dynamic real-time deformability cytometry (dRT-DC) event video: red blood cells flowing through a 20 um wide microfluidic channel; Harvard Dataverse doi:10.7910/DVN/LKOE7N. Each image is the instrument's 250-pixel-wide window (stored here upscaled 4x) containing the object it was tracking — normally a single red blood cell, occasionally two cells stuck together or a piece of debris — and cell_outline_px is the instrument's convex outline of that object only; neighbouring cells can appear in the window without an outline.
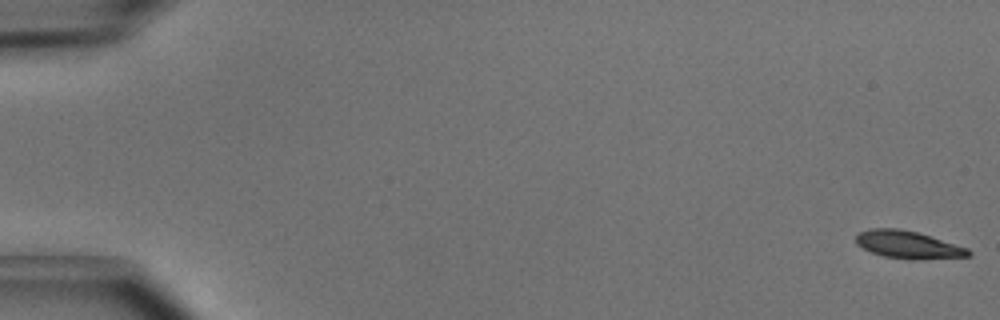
{"species": "common noctule bat (a hibernating species)", "species_latin": "Nyctalus noctula", "temperature_condition": "cold", "stored_images_in_passage": 51, "camera_frame_rate_fps": 3000, "um_per_image_px": 0.085, "animal": {"sex": "male", "body_mass_g": 15.6}, "frame": {"image": 1, "passage_image": 1, "time_ms": 0.0, "image_size_px": [1000, 320], "cell_outline_px": [[972, 256], [924, 260], [912, 260], [884, 256], [872, 252], [856, 244], [856, 236], [860, 232], [868, 228], [900, 228], [916, 232], [968, 248], [972, 252]], "centroid_in_image_um": [77.21, 20.81], "position_along_channel_um": 7.8, "area_um2": 18.15}}
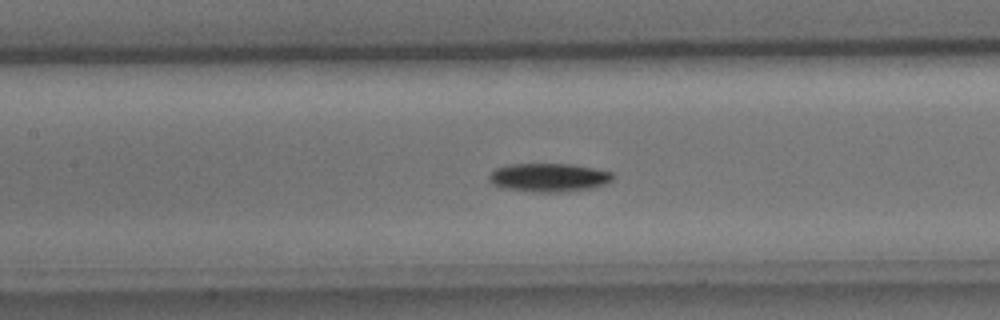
{"frame": {"image": 2, "passage_image": 24, "time_ms": 7.667, "image_size_px": [1000, 320], "cell_outline_px": [[616, 176], [612, 180], [604, 184], [592, 188], [564, 192], [536, 192], [504, 188], [492, 184], [488, 180], [488, 176], [496, 168], [508, 164], [572, 164], [612, 172]], "centroid_in_image_um": [46.65, 15.09], "position_along_channel_um": 160.7, "area_um2": 20.63}}
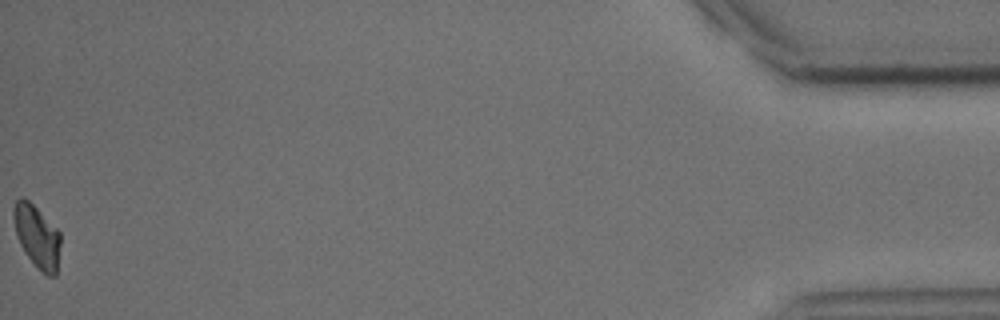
{"frame": {"image": 3, "passage_image": 51, "time_ms": 16.667, "image_size_px": [1000, 320], "cell_outline_px": [[60, 244], [56, 276], [48, 276], [24, 252], [20, 244], [16, 232], [12, 212], [12, 208], [16, 200], [20, 196], [28, 200], [60, 232]], "centroid_in_image_um": [3.13, 20.06], "position_along_channel_um": 432.1, "area_um2": 16.7}, "authors_computed_cell_mechanics": {"area_um2": 18.207, "velocity_mm_per_s": 4.0335, "shape_relaxation_time_tau1_ms": 2.1963, "shape_relaxation_time_tau2_ms": null, "deformation_change_tau1": 0.1035, "deformation_change_tau2": null}}